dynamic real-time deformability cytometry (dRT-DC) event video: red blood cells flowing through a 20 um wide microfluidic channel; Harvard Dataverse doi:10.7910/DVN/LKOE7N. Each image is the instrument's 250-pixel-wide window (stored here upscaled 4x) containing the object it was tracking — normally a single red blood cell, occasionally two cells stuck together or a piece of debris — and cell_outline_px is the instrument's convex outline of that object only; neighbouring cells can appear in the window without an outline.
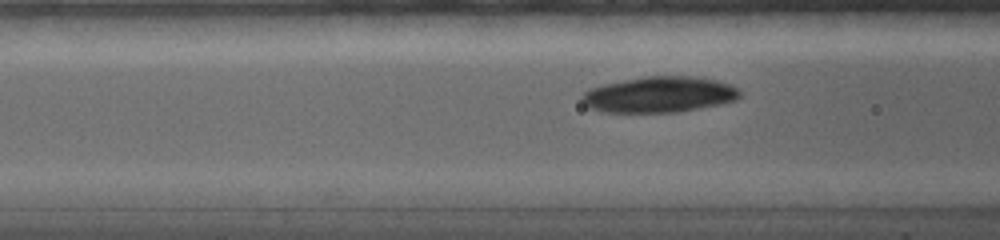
{"species": "common noctule bat (a hibernating species)", "species_latin": "Nyctalus noctula", "temperature_condition": "warm", "stored_images_in_passage": 69, "camera_frame_rate_fps": 5000, "um_per_image_px": 0.085, "animal": {"sex": "female", "body_mass_g": 19.0, "forearm_length_mm": 56.7}, "frame": {"image": 1, "passage_image": 25, "time_ms": 4.8, "image_size_px": [1000, 240], "cell_outline_px": [[740, 96], [736, 100], [720, 104], [680, 112], [600, 112], [588, 108], [584, 104], [580, 96], [588, 88], [604, 84], [644, 76], [692, 76], [716, 80], [728, 84], [736, 88], [740, 92]], "centroid_in_image_um": [55.99, 8.04], "position_along_channel_um": 110.6, "area_um2": 33.12}}
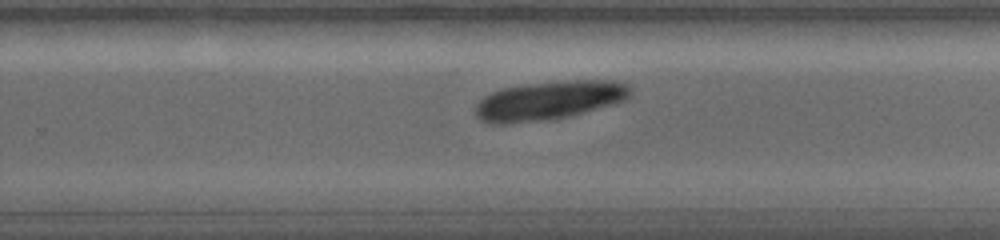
{"frame": {"image": 2, "passage_image": 49, "time_ms": 9.4, "image_size_px": [1000, 240], "cell_outline_px": [[632, 92], [624, 100], [612, 104], [556, 120], [508, 124], [488, 124], [480, 120], [476, 116], [476, 104], [484, 96], [492, 92], [504, 88], [528, 84], [576, 80], [612, 80], [628, 84], [632, 88]], "centroid_in_image_um": [46.66, 8.56], "position_along_channel_um": 283.1, "area_um2": 35.26}}
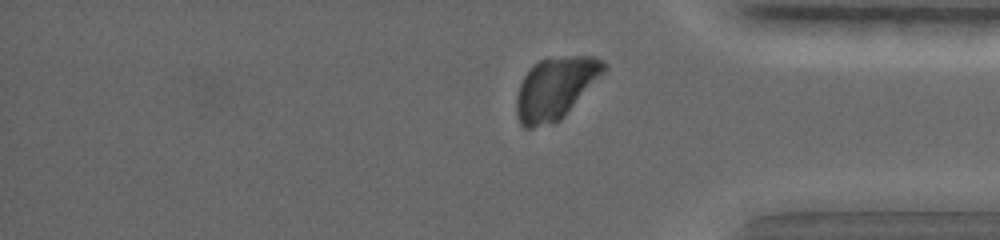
{"frame": {"image": 3, "passage_image": 64, "time_ms": 12.4, "image_size_px": [1000, 240], "cell_outline_px": [[608, 68], [564, 116], [560, 120], [552, 124], [532, 128], [524, 128], [520, 124], [516, 112], [516, 96], [520, 84], [524, 76], [540, 60], [572, 56], [592, 56], [604, 60]], "centroid_in_image_um": [47.21, 7.52], "position_along_channel_um": 388.0, "area_um2": 31.21}}